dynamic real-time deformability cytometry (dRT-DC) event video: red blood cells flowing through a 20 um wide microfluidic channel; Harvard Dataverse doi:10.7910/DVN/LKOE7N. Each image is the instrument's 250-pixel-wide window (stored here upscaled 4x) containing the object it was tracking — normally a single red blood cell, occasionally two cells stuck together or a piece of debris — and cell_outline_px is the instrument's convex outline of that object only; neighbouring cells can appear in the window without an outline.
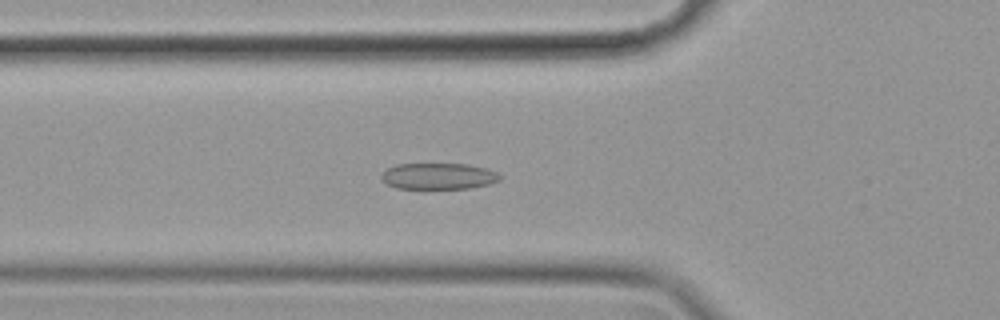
{"species": "common noctule bat (a hibernating species)", "species_latin": "Nyctalus noctula", "temperature_condition": "cold", "stored_images_in_passage": 57, "camera_frame_rate_fps": 3000, "um_per_image_px": 0.085, "animal": {"sex": "female", "body_mass_g": 19.9}, "frame": {"image": 1, "passage_image": 20, "time_ms": 6.333, "image_size_px": [1000, 320], "cell_outline_px": [[504, 176], [500, 180], [488, 184], [468, 188], [396, 188], [380, 180], [380, 176], [388, 168], [396, 164], [464, 164], [484, 168], [496, 172]], "centroid_in_image_um": [37.26, 14.97], "position_along_channel_um": 88.5, "area_um2": 17.98}}
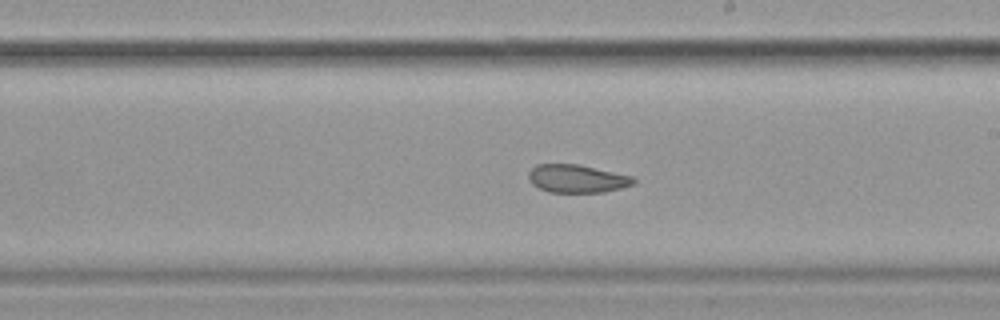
{"frame": {"image": 2, "passage_image": 33, "time_ms": 10.667, "image_size_px": [1000, 320], "cell_outline_px": [[636, 184], [604, 192], [548, 192], [532, 184], [528, 180], [528, 172], [536, 164], [580, 164], [632, 176], [636, 180]], "centroid_in_image_um": [49.04, 15.18], "position_along_channel_um": 240.0, "area_um2": 17.28}}
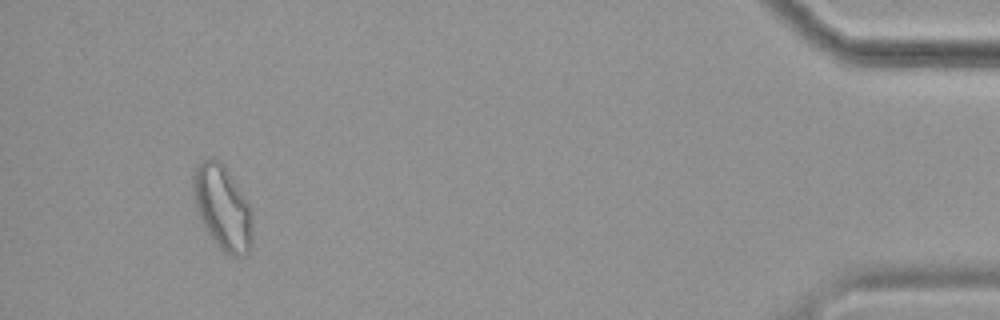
{"frame": {"image": 3, "passage_image": 54, "time_ms": 17.667, "image_size_px": [1000, 320], "cell_outline_px": [[252, 244], [248, 252], [244, 256], [232, 256], [224, 252], [212, 240], [204, 228], [200, 220], [196, 208], [192, 192], [192, 172], [196, 164], [200, 160], [220, 160], [228, 172], [248, 204], [252, 212]], "centroid_in_image_um": [18.88, 17.67], "position_along_channel_um": 416.3, "area_um2": 29.25}, "authors_computed_cell_mechanics": {"area_um2": 20.5768, "velocity_mm_per_s": 3.4929, "shape_relaxation_time_tau1_ms": 8.111, "shape_relaxation_time_tau2_ms": 2.3863, "deformation_change_tau1": 0.1484, "deformation_change_tau2": 0.078}}